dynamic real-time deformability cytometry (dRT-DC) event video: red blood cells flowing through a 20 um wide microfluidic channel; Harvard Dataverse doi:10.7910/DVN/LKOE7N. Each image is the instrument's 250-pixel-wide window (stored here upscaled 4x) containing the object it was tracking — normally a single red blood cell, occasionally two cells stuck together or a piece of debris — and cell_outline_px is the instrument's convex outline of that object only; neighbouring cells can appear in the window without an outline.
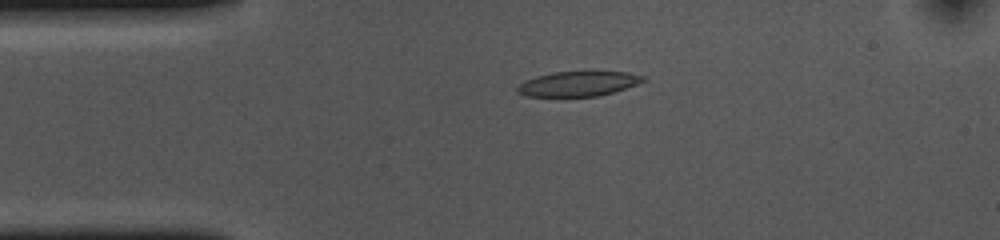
{"species": "common noctule bat (a hibernating species)", "species_latin": "Nyctalus noctula", "temperature_condition": "cold", "stored_images_in_passage": 45, "camera_frame_rate_fps": 3000, "um_per_image_px": 0.085, "animal": {"sex": "female", "body_mass_g": 10.0, "forearm_length_mm": 53.1}, "frame": {"image": 1, "passage_image": 2, "time_ms": 0.333, "image_size_px": [1000, 240], "cell_outline_px": [[648, 80], [600, 96], [528, 96], [516, 92], [516, 88], [524, 80], [536, 76], [552, 72], [628, 72], [648, 76]], "centroid_in_image_um": [49.17, 7.11], "position_along_channel_um": 35.8, "area_um2": 18.21}}
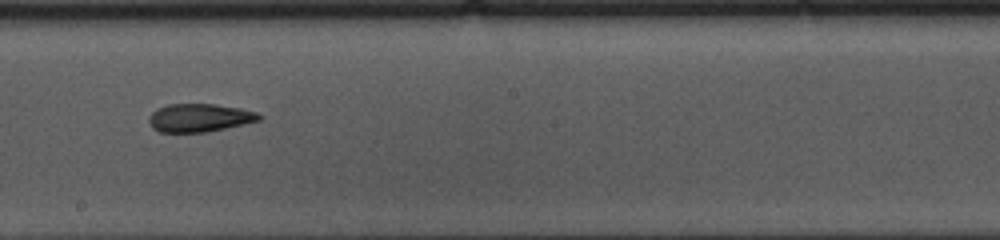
{"frame": {"image": 2, "passage_image": 20, "time_ms": 6.333, "image_size_px": [1000, 240], "cell_outline_px": [[264, 116], [260, 120], [244, 124], [208, 132], [160, 132], [152, 128], [148, 120], [148, 116], [156, 108], [168, 104], [212, 104], [240, 108], [256, 112]], "centroid_in_image_um": [16.94, 10.01], "position_along_channel_um": 231.3, "area_um2": 18.21}}
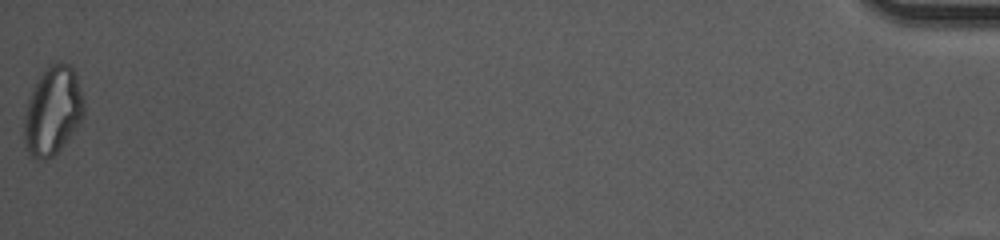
{"frame": {"image": 3, "passage_image": 45, "time_ms": 14.667, "image_size_px": [1000, 240], "cell_outline_px": [[84, 116], [60, 148], [52, 156], [44, 160], [36, 160], [28, 156], [24, 148], [24, 116], [28, 100], [32, 88], [36, 80], [44, 68], [48, 64], [68, 64], [76, 72], [84, 100]], "centroid_in_image_um": [4.45, 9.43], "position_along_channel_um": 430.8, "area_um2": 30.98}, "authors_computed_cell_mechanics": {"area_um2": 19.1896, "velocity_mm_per_s": 3.6594, "shape_relaxation_time_tau1_ms": 6.0306, "shape_relaxation_time_tau2_ms": 3.6746, "deformation_change_tau1": 0.1541, "deformation_change_tau2": 0.1093}}